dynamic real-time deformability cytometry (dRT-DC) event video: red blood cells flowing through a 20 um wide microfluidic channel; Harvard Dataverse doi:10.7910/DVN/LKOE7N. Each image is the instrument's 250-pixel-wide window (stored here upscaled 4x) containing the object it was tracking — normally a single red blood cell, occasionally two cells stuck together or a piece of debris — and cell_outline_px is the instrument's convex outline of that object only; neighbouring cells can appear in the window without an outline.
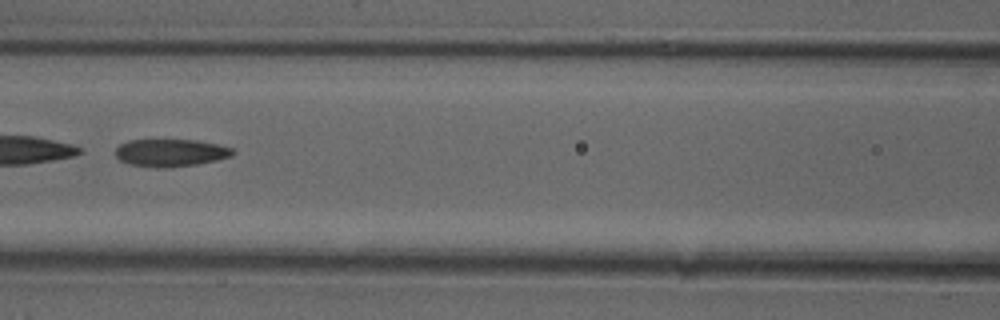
{"species": "common noctule bat (a hibernating species)", "species_latin": "Nyctalus noctula", "temperature_condition": "cold", "stored_images_in_passage": 48, "segment_of_instrument_passage": [2, 2], "camera_frame_rate_fps": 3000, "um_per_image_px": 0.085, "animal": {"sex": "female"}, "frame": {"image": 1, "passage_image": 22, "time_ms": 7.0, "image_size_px": [1000, 320], "cell_outline_px": [[236, 152], [232, 156], [216, 160], [196, 164], [168, 168], [156, 168], [128, 164], [120, 160], [116, 156], [116, 148], [120, 144], [128, 140], [196, 140], [216, 144], [232, 148]], "centroid_in_image_um": [14.49, 12.99], "position_along_channel_um": 152.1, "area_um2": 18.84}}
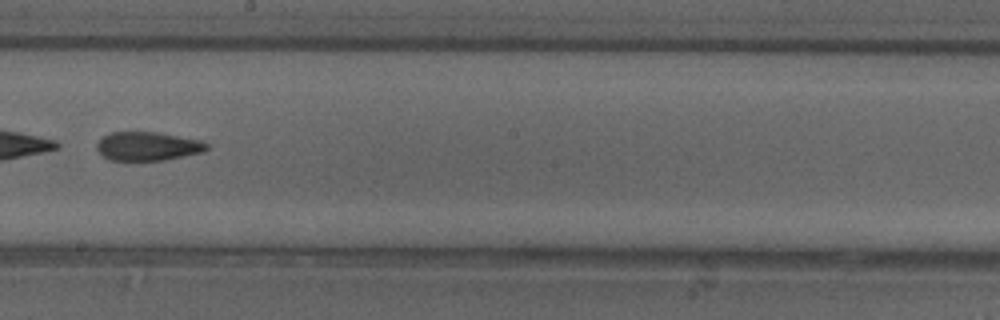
{"frame": {"image": 2, "passage_image": 28, "time_ms": 9.0, "image_size_px": [1000, 320], "cell_outline_px": [[208, 148], [204, 152], [164, 160], [108, 160], [96, 148], [96, 144], [104, 136], [112, 132], [156, 132], [204, 140], [208, 144]], "centroid_in_image_um": [12.6, 12.43], "position_along_channel_um": 235.6, "area_um2": 18.44}}
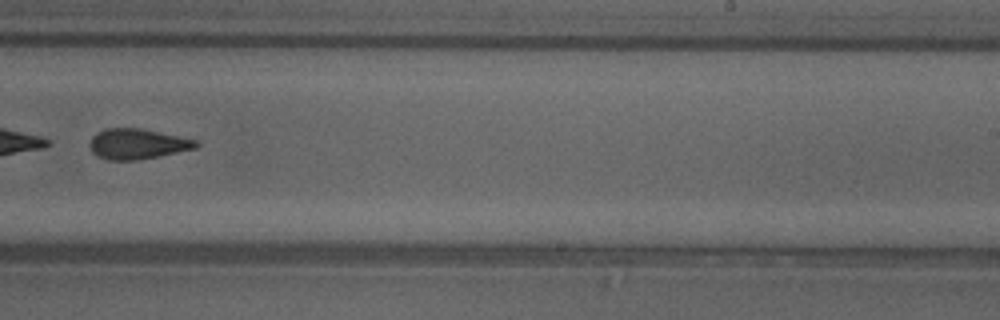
{"frame": {"image": 3, "passage_image": 31, "time_ms": 10.0, "image_size_px": [1000, 320], "cell_outline_px": [[200, 144], [196, 148], [160, 156], [140, 160], [108, 160], [96, 156], [92, 152], [88, 144], [92, 136], [96, 132], [104, 128], [140, 128], [200, 140]], "centroid_in_image_um": [11.68, 12.23], "position_along_channel_um": 277.3, "area_um2": 19.19}}